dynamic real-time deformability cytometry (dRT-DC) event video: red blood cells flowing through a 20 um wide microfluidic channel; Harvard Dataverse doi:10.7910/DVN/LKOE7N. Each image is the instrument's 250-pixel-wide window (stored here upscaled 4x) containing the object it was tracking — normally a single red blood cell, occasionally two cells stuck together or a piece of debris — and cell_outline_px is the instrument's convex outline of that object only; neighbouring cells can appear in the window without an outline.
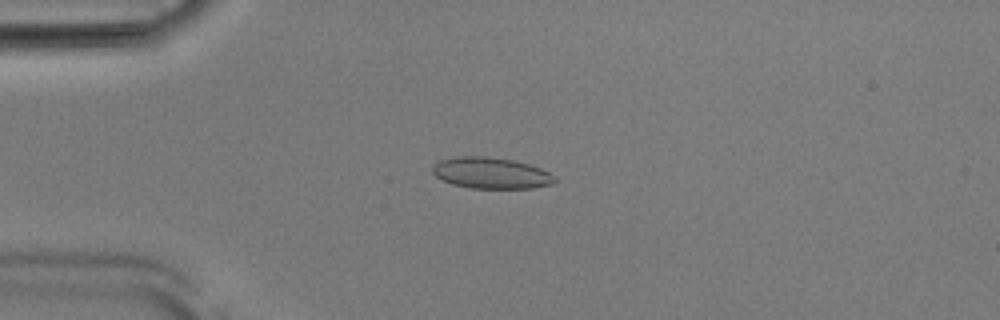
{"species": "Egyptian fruit bat (a non-hibernating species)", "species_latin": "Rousettus aegyptiacus", "temperature_condition": "room temperature", "stored_images_in_passage": 52, "camera_frame_rate_fps": 3000, "um_per_image_px": 0.085, "animal": {"sex": "male"}, "frame": {"image": 1, "passage_image": 13, "time_ms": 4.0, "image_size_px": [1000, 320], "cell_outline_px": [[556, 180], [552, 184], [532, 188], [472, 188], [452, 184], [436, 176], [432, 172], [432, 164], [440, 160], [456, 156], [488, 156], [512, 160], [528, 164], [540, 168], [556, 176]], "centroid_in_image_um": [41.72, 14.7], "position_along_channel_um": 43.3, "area_um2": 22.25}}
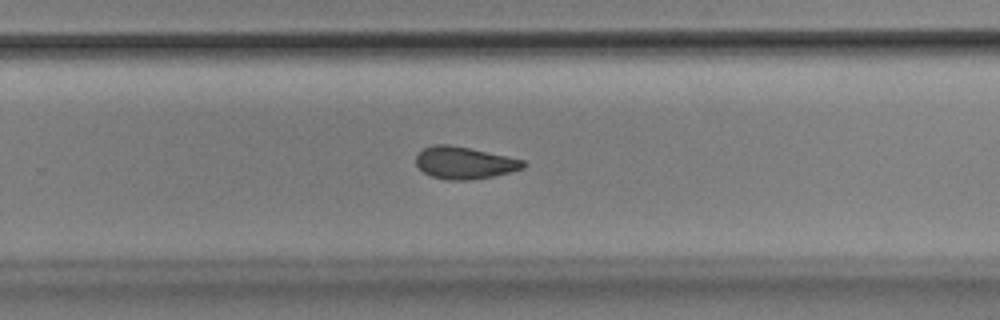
{"frame": {"image": 2, "passage_image": 34, "time_ms": 11.0, "image_size_px": [1000, 320], "cell_outline_px": [[528, 164], [524, 168], [492, 176], [468, 180], [448, 180], [432, 176], [424, 172], [416, 164], [416, 156], [424, 148], [432, 144], [448, 144], [508, 156], [524, 160]], "centroid_in_image_um": [39.48, 13.83], "position_along_channel_um": 290.3, "area_um2": 19.94}}
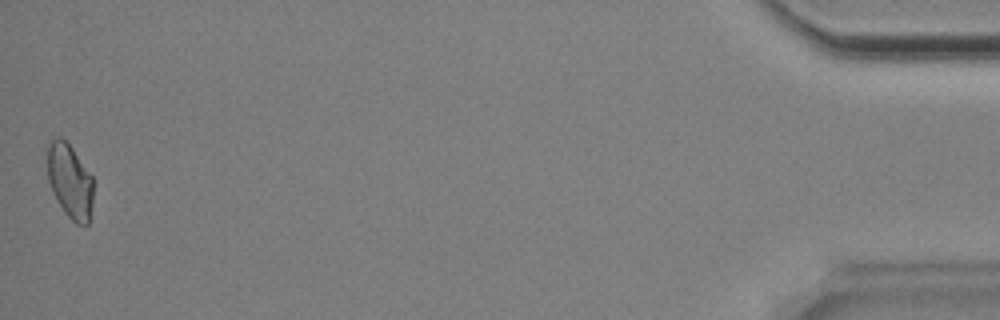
{"frame": {"image": 3, "passage_image": 52, "time_ms": 17.0, "image_size_px": [1000, 320], "cell_outline_px": [[92, 204], [88, 224], [76, 224], [64, 212], [52, 192], [48, 180], [48, 144], [56, 136], [60, 136], [72, 148], [92, 176]], "centroid_in_image_um": [5.93, 15.39], "position_along_channel_um": 429.3, "area_um2": 19.65}, "authors_computed_cell_mechanics": {"area_um2": 20.7791, "velocity_mm_per_s": 3.8611, "shape_relaxation_time_tau1_ms": 4.5406, "shape_relaxation_time_tau2_ms": 2.3025, "deformation_change_tau1": 0.0986, "deformation_change_tau2": 0.063}}